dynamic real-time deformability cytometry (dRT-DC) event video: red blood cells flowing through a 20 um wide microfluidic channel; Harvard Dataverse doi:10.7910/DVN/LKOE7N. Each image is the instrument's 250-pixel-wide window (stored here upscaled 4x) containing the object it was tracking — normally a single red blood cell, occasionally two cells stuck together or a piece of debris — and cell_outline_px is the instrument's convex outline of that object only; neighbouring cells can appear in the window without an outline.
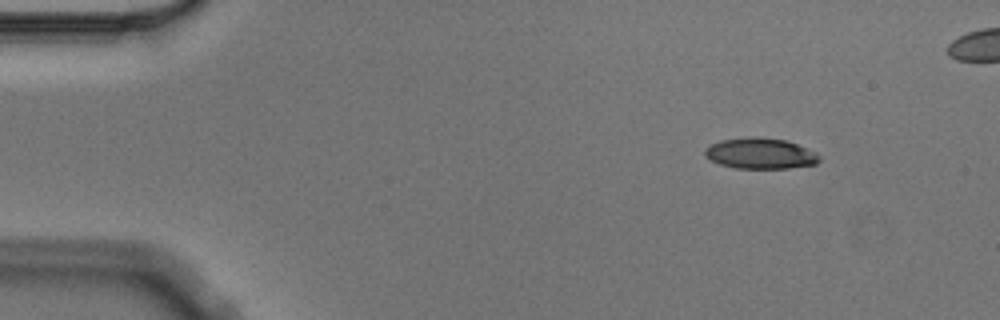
{"species": "Egyptian fruit bat (a non-hibernating species)", "species_latin": "Rousettus aegyptiacus", "temperature_condition": "cold", "stored_images_in_passage": 4, "camera_frame_rate_fps": 3000, "um_per_image_px": 0.085, "animal": {"sex": "male"}, "frame": {"image": 1, "passage_image": 1, "time_ms": 0.0, "image_size_px": [1000, 320], "cell_outline_px": [[820, 160], [816, 164], [788, 168], [736, 168], [720, 164], [704, 156], [704, 148], [708, 144], [720, 140], [748, 136], [756, 136], [784, 140], [796, 144], [816, 152], [820, 156]], "centroid_in_image_um": [64.59, 13.03], "position_along_channel_um": 20.4, "area_um2": 20.69}}